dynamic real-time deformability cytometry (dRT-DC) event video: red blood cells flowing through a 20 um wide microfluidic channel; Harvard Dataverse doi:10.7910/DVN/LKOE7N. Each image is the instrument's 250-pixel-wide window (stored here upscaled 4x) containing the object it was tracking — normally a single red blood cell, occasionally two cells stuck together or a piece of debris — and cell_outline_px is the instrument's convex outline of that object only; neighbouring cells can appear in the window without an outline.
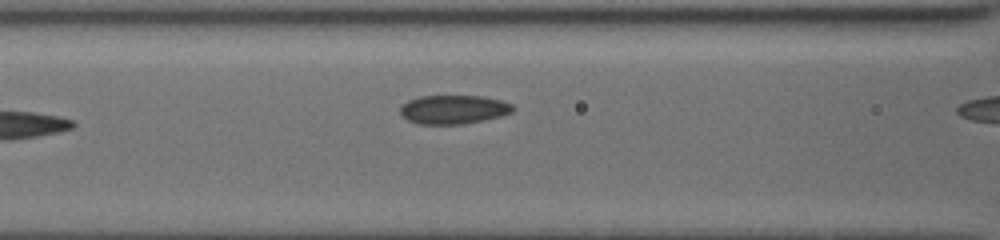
{"species": "common noctule bat (a hibernating species)", "species_latin": "Nyctalus noctula", "temperature_condition": "cold", "stored_images_in_passage": 4, "camera_frame_rate_fps": 3000, "um_per_image_px": 0.085, "animal": {"sex": "female", "body_mass_g": 19.5, "forearm_length_mm": 54.1}, "frame": {"image": 1, "passage_image": 3, "time_ms": 1.667, "image_size_px": [1000, 240], "cell_outline_px": [[516, 108], [512, 112], [500, 116], [484, 120], [464, 124], [420, 124], [408, 120], [400, 112], [400, 108], [408, 100], [420, 96], [484, 96], [500, 100], [512, 104]], "centroid_in_image_um": [38.58, 9.3], "position_along_channel_um": 128.0, "area_um2": 18.9}}